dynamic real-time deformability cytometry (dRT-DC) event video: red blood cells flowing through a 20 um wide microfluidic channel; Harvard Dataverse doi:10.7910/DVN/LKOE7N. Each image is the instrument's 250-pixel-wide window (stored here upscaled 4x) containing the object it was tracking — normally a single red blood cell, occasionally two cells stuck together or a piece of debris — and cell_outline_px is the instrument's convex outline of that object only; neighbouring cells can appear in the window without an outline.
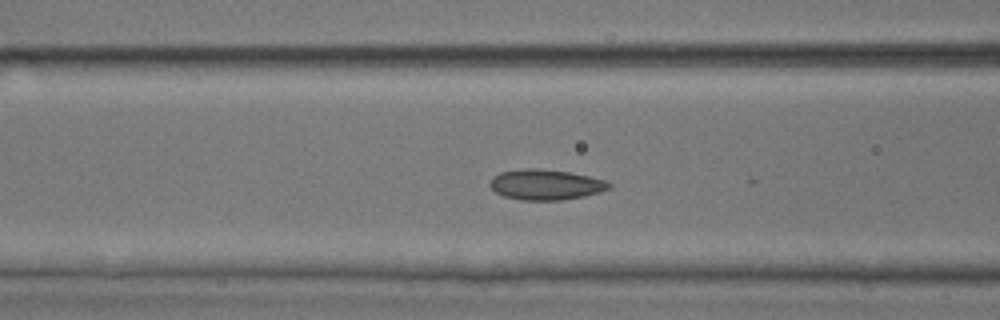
{"species": "common noctule bat (a hibernating species)", "species_latin": "Nyctalus noctula", "temperature_condition": "room temperature", "stored_images_in_passage": 22, "camera_frame_rate_fps": 3000, "um_per_image_px": 0.085, "animal": {"sex": "male", "body_mass_g": 17.9, "forearm_length_mm": 54.2}, "frame": {"image": 1, "passage_image": 21, "time_ms": 6.667, "image_size_px": [1000, 320], "cell_outline_px": [[612, 188], [600, 192], [584, 196], [560, 200], [520, 200], [504, 196], [496, 192], [488, 184], [492, 176], [500, 172], [524, 168], [536, 168], [568, 172], [588, 176], [604, 180], [612, 184]], "centroid_in_image_um": [46.37, 15.69], "position_along_channel_um": 120.2, "area_um2": 21.15}}